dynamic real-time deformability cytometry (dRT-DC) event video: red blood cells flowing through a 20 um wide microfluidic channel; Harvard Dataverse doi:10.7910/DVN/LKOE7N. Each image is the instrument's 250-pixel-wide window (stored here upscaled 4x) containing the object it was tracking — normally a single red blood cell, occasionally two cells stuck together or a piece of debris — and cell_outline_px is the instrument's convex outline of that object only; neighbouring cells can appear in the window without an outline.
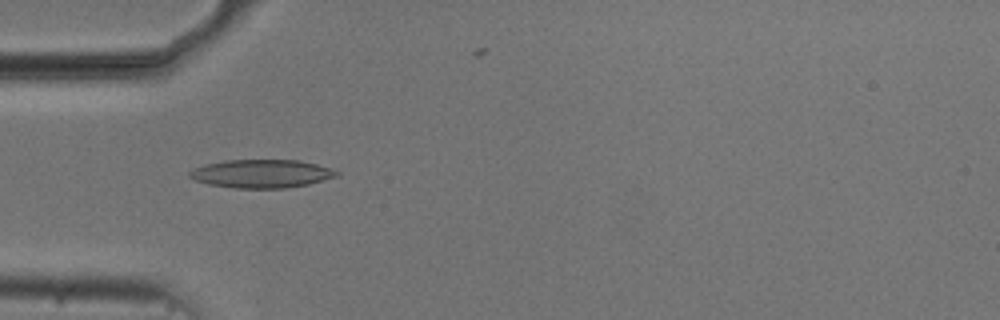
{"species": "common noctule bat (a hibernating species)", "species_latin": "Nyctalus noctula", "temperature_condition": "cold", "stored_images_in_passage": 54, "camera_frame_rate_fps": 3000, "um_per_image_px": 0.085, "animal": {"sex": "male", "body_mass_g": 20.5, "forearm_length_mm": 52.5}, "frame": {"image": 1, "passage_image": 16, "time_ms": 5.0, "image_size_px": [1000, 320], "cell_outline_px": [[340, 176], [308, 184], [284, 188], [232, 188], [208, 184], [196, 180], [188, 176], [188, 172], [192, 168], [204, 164], [224, 160], [300, 160], [316, 164], [340, 172]], "centroid_in_image_um": [22.2, 14.76], "position_along_channel_um": 62.8, "area_um2": 24.39}}
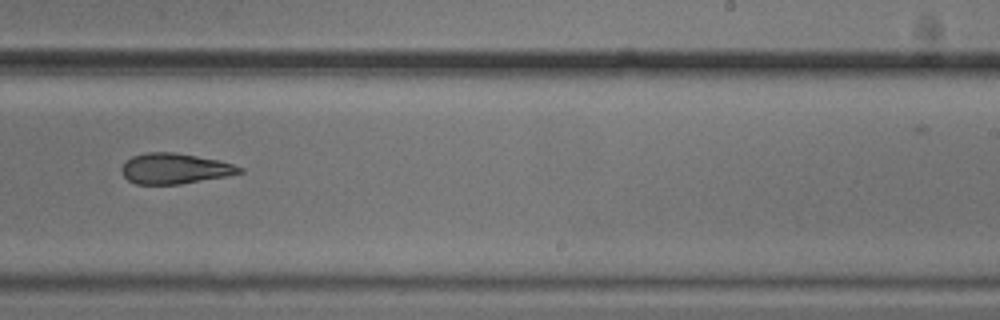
{"frame": {"image": 2, "passage_image": 33, "time_ms": 10.667, "image_size_px": [1000, 320], "cell_outline_px": [[244, 172], [228, 176], [180, 184], [136, 184], [128, 180], [120, 172], [120, 168], [132, 156], [148, 152], [172, 152], [220, 160], [244, 168]], "centroid_in_image_um": [14.87, 14.33], "position_along_channel_um": 274.1, "area_um2": 20.98}}
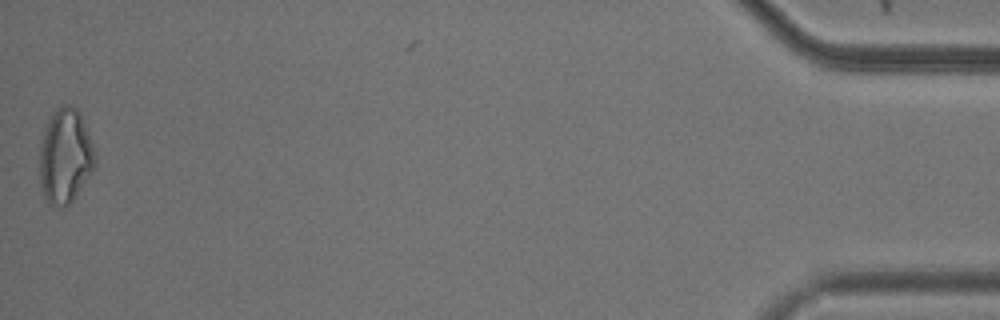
{"frame": {"image": 3, "passage_image": 53, "time_ms": 17.333, "image_size_px": [1000, 320], "cell_outline_px": [[96, 164], [92, 172], [72, 200], [64, 208], [52, 208], [44, 196], [40, 184], [40, 140], [48, 120], [56, 108], [60, 104], [68, 104], [76, 108], [80, 112], [96, 152]], "centroid_in_image_um": [5.54, 13.27], "position_along_channel_um": 429.7, "area_um2": 30.98}, "authors_computed_cell_mechanics": {"area_um2": 22.7443, "velocity_mm_per_s": 3.7483, "shape_relaxation_time_tau1_ms": 6.636, "shape_relaxation_time_tau2_ms": 10.4848, "deformation_change_tau1": 0.138, "deformation_change_tau2": 0.2252}}